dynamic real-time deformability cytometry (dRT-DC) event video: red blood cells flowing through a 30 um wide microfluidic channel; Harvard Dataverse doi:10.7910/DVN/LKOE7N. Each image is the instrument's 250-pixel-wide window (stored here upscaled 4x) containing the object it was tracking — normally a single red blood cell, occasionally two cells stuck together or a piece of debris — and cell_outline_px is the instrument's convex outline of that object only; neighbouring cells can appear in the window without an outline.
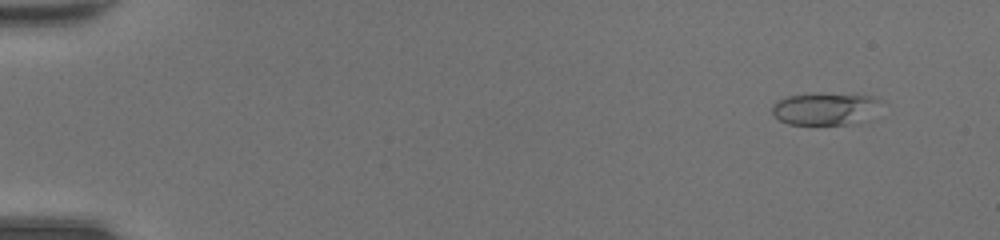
{"species": "common noctule bat (a hibernating species)", "species_latin": "Nyctalus noctula", "temperature_condition": "room temperature", "stored_images_in_passage": 48, "camera_frame_rate_fps": 3000, "um_per_image_px": 0.085, "animal": {"sex": "female", "body_mass_g": 20.0, "forearm_length_mm": 54.0}, "frame": {"image": 1, "passage_image": 4, "time_ms": 1.0, "image_size_px": [1000, 240], "cell_outline_px": [[884, 100], [860, 124], [788, 124], [772, 116], [772, 104], [776, 100], [784, 96], [856, 92], [876, 96]], "centroid_in_image_um": [70.16, 9.22], "position_along_channel_um": 14.8, "area_um2": 21.04}}
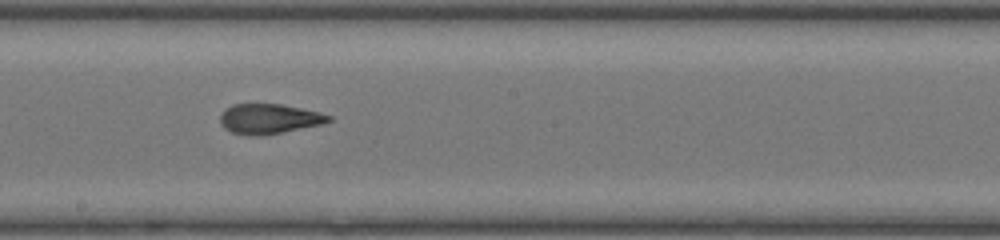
{"frame": {"image": 2, "passage_image": 28, "time_ms": 9.0, "image_size_px": [1000, 240], "cell_outline_px": [[332, 120], [320, 124], [280, 132], [256, 136], [252, 136], [232, 132], [224, 128], [220, 124], [220, 116], [224, 108], [232, 104], [280, 104], [320, 112], [332, 116]], "centroid_in_image_um": [22.82, 10.08], "position_along_channel_um": 225.4, "area_um2": 18.73}}
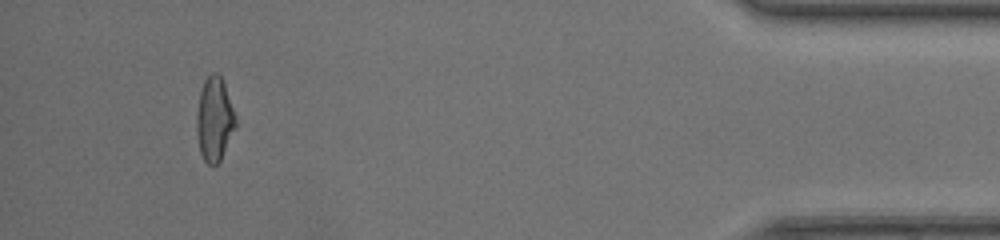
{"frame": {"image": 3, "passage_image": 45, "time_ms": 14.667, "image_size_px": [1000, 240], "cell_outline_px": [[236, 128], [220, 160], [212, 168], [204, 160], [200, 152], [196, 132], [196, 112], [200, 92], [204, 80], [212, 72], [216, 72], [220, 76], [224, 84], [236, 116]], "centroid_in_image_um": [18.22, 10.16], "position_along_channel_um": 417.0, "area_um2": 19.19}, "authors_computed_cell_mechanics": {"area_um2": 19.1029, "velocity_mm_per_s": 4.4513, "shape_relaxation_time_tau1_ms": 8.7331, "shape_relaxation_time_tau2_ms": 1.1401, "deformation_change_tau1": 0.3226, "deformation_change_tau2": 0.0984}}